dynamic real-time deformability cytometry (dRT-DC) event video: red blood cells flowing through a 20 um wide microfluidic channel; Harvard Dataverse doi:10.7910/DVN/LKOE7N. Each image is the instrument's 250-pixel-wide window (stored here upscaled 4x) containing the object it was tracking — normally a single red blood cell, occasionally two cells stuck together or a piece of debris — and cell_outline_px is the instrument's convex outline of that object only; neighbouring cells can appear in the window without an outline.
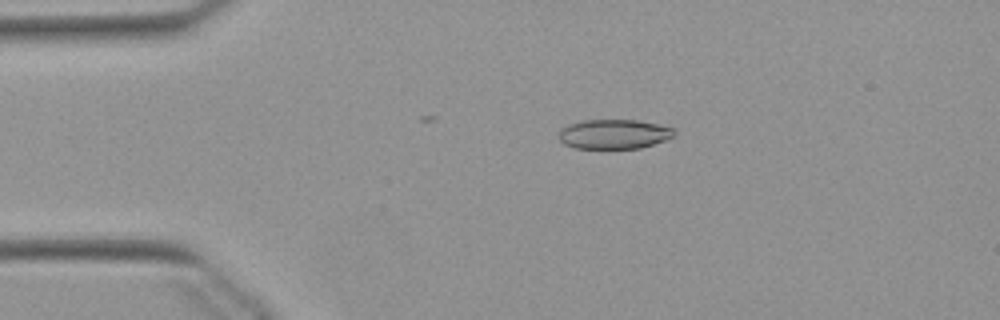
{"species": "Egyptian fruit bat (a non-hibernating species)", "species_latin": "Rousettus aegyptiacus", "temperature_condition": "warm", "stored_images_in_passage": 15, "camera_frame_rate_fps": 3000, "um_per_image_px": 0.085, "animal": {"sex": "female"}, "frame": {"image": 1, "passage_image": 1, "time_ms": 0.0, "image_size_px": [1000, 320], "cell_outline_px": [[676, 132], [672, 136], [664, 140], [640, 148], [572, 148], [564, 144], [560, 140], [560, 132], [568, 124], [580, 120], [636, 120], [676, 128]], "centroid_in_image_um": [52.18, 11.39], "position_along_channel_um": 32.8, "area_um2": 19.71}}
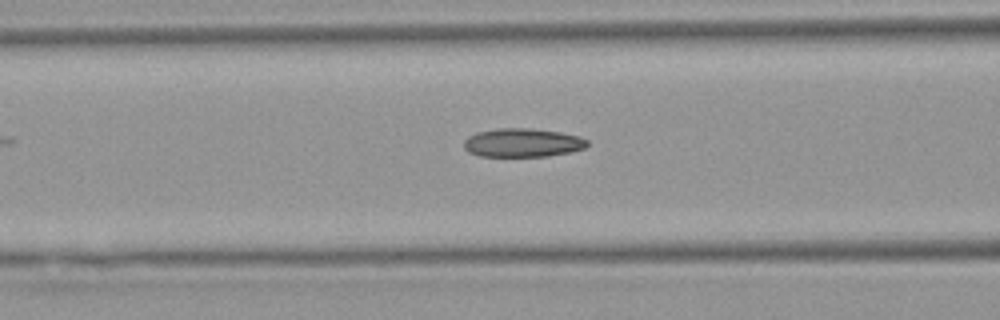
{"frame": {"image": 2, "passage_image": 11, "time_ms": 3.333, "image_size_px": [1000, 320], "cell_outline_px": [[588, 144], [584, 148], [572, 152], [548, 156], [480, 156], [468, 152], [464, 148], [464, 140], [468, 136], [476, 132], [500, 128], [528, 128], [560, 132], [580, 136], [588, 140]], "centroid_in_image_um": [44.42, 12.13], "position_along_channel_um": 122.2, "area_um2": 20.69}}
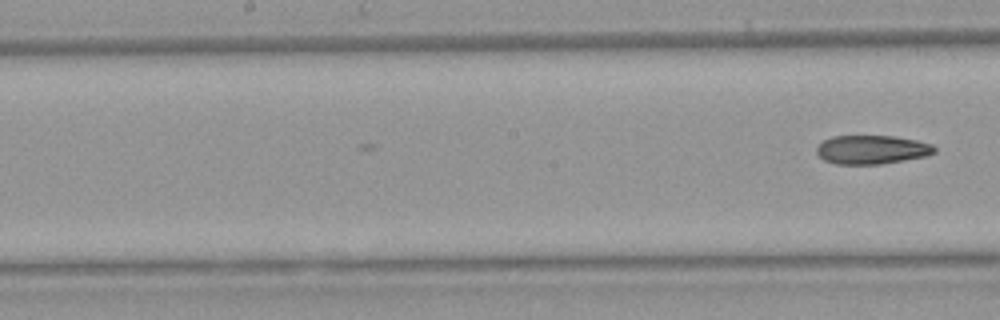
{"frame": {"image": 3, "passage_image": 15, "time_ms": 4.667, "image_size_px": [1000, 320], "cell_outline_px": [[936, 152], [924, 156], [904, 160], [880, 164], [836, 164], [824, 160], [816, 152], [816, 148], [824, 140], [832, 136], [896, 136], [916, 140], [932, 144], [936, 148]], "centroid_in_image_um": [74.11, 12.71], "position_along_channel_um": 174.1, "area_um2": 19.71}}